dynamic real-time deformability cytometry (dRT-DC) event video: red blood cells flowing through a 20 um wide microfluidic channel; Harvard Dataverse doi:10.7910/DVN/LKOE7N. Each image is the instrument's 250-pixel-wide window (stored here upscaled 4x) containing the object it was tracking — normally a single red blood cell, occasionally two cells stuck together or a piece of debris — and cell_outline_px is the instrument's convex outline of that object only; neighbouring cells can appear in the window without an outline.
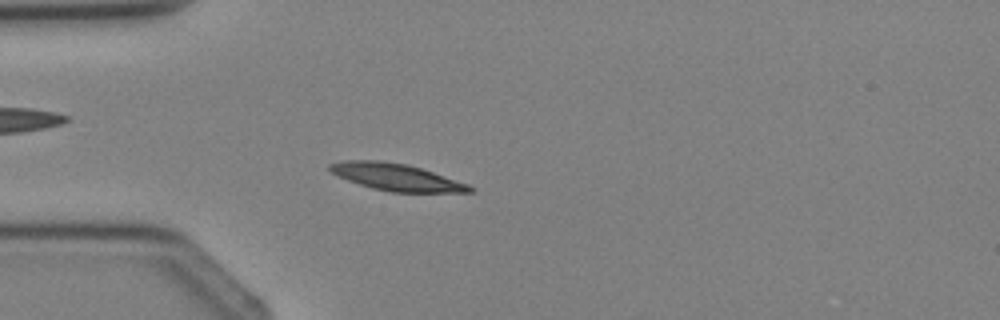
{"species": "Egyptian fruit bat (a non-hibernating species)", "species_latin": "Rousettus aegyptiacus", "temperature_condition": "cold", "stored_images_in_passage": 3, "camera_frame_rate_fps": 3000, "um_per_image_px": 0.085, "animal": {"sex": "female"}, "frame": {"image": 1, "passage_image": 3, "time_ms": 3.333, "image_size_px": [1000, 320], "cell_outline_px": [[476, 188], [472, 192], [392, 192], [372, 188], [348, 180], [332, 172], [328, 168], [328, 164], [344, 160], [380, 160], [408, 164], [468, 184]], "centroid_in_image_um": [33.68, 15.05], "position_along_channel_um": 51.3, "area_um2": 21.79}}